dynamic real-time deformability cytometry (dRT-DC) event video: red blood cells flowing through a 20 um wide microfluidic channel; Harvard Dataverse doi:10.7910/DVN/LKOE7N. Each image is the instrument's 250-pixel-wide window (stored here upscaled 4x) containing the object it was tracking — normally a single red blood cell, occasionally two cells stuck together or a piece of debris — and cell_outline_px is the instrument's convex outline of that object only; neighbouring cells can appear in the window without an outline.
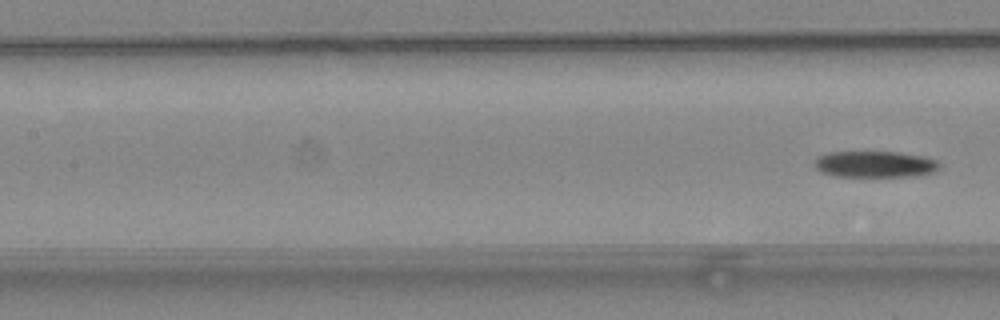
{"species": "common noctule bat (a hibernating species)", "species_latin": "Nyctalus noctula", "temperature_condition": "warm", "stored_images_in_passage": 20, "segment_of_instrument_passage": [2, 2], "camera_frame_rate_fps": 3000, "um_per_image_px": 0.085, "animal": {"sex": "female", "body_mass_g": 24.6, "forearm_length_mm": 56.2}, "frame": {"image": 1, "passage_image": 20, "time_ms": 6.333, "image_size_px": [1000, 320], "cell_outline_px": [[940, 168], [932, 172], [916, 176], [836, 176], [820, 172], [816, 168], [816, 156], [828, 152], [900, 152], [924, 156], [936, 160], [940, 164]], "centroid_in_image_um": [74.38, 13.95], "position_along_channel_um": 133.0, "area_um2": 19.19}}